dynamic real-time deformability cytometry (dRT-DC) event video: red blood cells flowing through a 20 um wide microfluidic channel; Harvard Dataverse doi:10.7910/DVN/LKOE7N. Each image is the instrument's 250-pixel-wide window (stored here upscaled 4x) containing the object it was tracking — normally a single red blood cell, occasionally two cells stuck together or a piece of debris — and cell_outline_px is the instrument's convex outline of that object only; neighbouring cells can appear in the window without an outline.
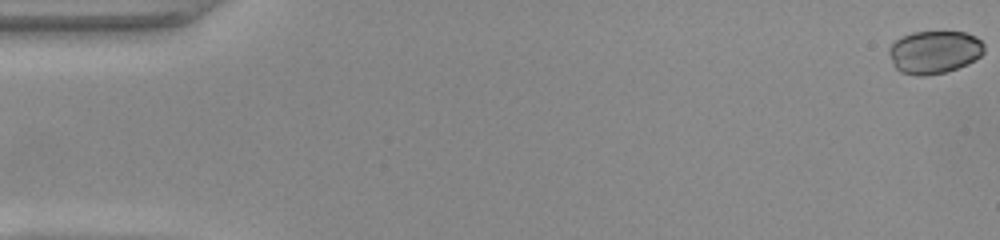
{"species": "common noctule bat (a hibernating species)", "species_latin": "Nyctalus noctula", "temperature_condition": "warm", "stored_images_in_passage": 50, "camera_frame_rate_fps": 3000, "um_per_image_px": 0.085, "animal": {"sex": "female", "body_mass_g": 22.0, "forearm_length_mm": 56.7}, "frame": {"image": 1, "passage_image": 1, "time_ms": 0.0, "image_size_px": [1000, 240], "cell_outline_px": [[984, 52], [980, 56], [968, 64], [944, 72], [924, 76], [916, 76], [900, 72], [892, 64], [888, 52], [888, 48], [900, 36], [912, 32], [964, 32], [976, 36], [984, 44]], "centroid_in_image_um": [79.39, 4.42], "position_along_channel_um": 5.6, "area_um2": 23.93}}
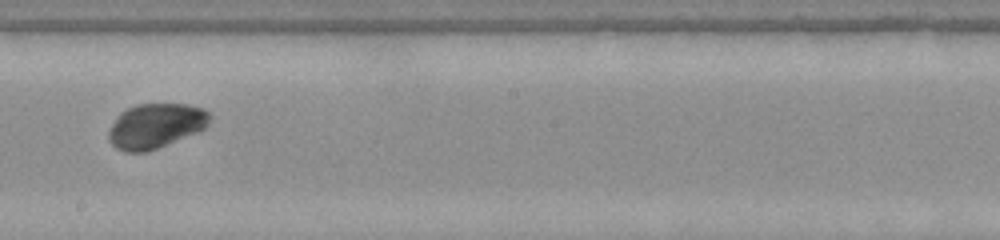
{"frame": {"image": 2, "passage_image": 29, "time_ms": 9.333, "image_size_px": [1000, 240], "cell_outline_px": [[212, 116], [208, 124], [204, 128], [196, 132], [156, 148], [144, 152], [124, 152], [116, 148], [108, 140], [108, 132], [116, 116], [120, 112], [136, 104], [188, 104], [204, 108]], "centroid_in_image_um": [13.21, 10.68], "position_along_channel_um": 235.0, "area_um2": 26.3}}
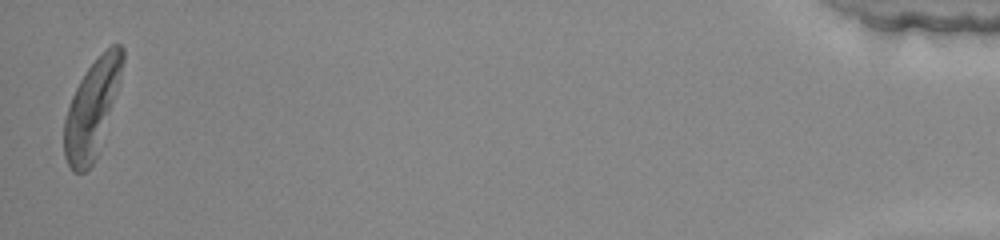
{"frame": {"image": 3, "passage_image": 50, "time_ms": 16.333, "image_size_px": [1000, 240], "cell_outline_px": [[124, 60], [120, 80], [96, 156], [92, 164], [84, 172], [72, 172], [64, 156], [64, 120], [72, 96], [80, 80], [88, 68], [112, 44], [120, 44], [124, 48]], "centroid_in_image_um": [7.8, 9.24], "position_along_channel_um": 427.4, "area_um2": 32.02}, "authors_computed_cell_mechanics": {"area_um2": 26.4724, "velocity_mm_per_s": 4.1069, "shape_relaxation_time_tau1_ms": 1.5683, "shape_relaxation_time_tau2_ms": null, "deformation_change_tau1": 0.0962, "deformation_change_tau2": null}}